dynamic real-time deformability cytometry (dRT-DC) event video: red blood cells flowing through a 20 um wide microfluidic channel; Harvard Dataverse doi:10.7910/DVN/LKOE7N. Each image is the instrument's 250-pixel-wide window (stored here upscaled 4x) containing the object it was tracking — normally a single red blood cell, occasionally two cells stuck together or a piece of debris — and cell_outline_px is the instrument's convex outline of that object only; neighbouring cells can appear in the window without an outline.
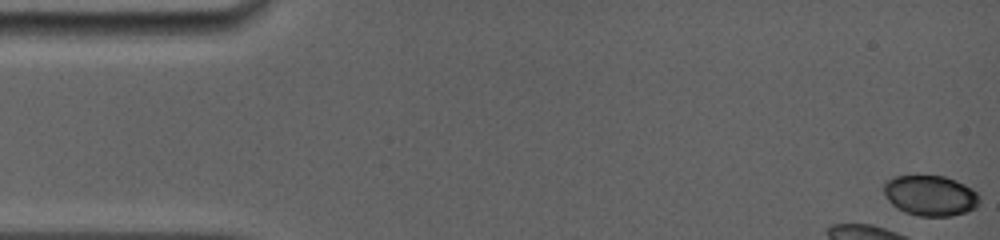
{"species": "common noctule bat (a hibernating species)", "species_latin": "Nyctalus noctula", "temperature_condition": "room temperature", "stored_images_in_passage": 7, "camera_frame_rate_fps": 5000, "um_per_image_px": 0.085, "animal": {"sex": "female", "body_mass_g": 19.0, "forearm_length_mm": 56.7}, "frame": {"image": 1, "passage_image": 1, "time_ms": 0.0, "image_size_px": [1000, 240], "cell_outline_px": [[980, 204], [976, 208], [968, 212], [952, 216], [920, 216], [904, 212], [896, 208], [888, 200], [884, 192], [884, 184], [892, 176], [944, 176], [956, 180], [972, 188], [980, 196]], "centroid_in_image_um": [79.12, 16.63], "position_along_channel_um": 5.9, "area_um2": 22.77}}